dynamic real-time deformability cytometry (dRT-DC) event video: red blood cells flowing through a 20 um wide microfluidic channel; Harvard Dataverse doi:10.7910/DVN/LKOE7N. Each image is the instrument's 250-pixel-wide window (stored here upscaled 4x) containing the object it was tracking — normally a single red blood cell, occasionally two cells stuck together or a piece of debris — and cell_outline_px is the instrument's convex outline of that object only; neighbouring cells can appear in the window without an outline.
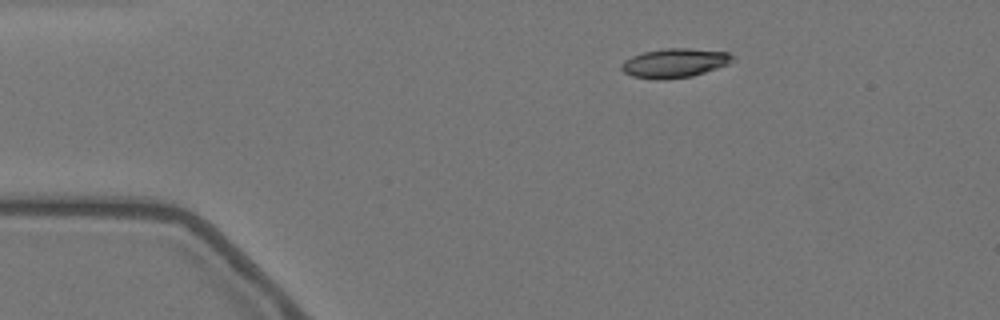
{"species": "Egyptian fruit bat (a non-hibernating species)", "species_latin": "Rousettus aegyptiacus", "temperature_condition": "warm", "stored_images_in_passage": 7, "camera_frame_rate_fps": 3000, "um_per_image_px": 0.085, "animal": {"sex": "female"}, "frame": {"image": 1, "passage_image": 1, "time_ms": 0.0, "image_size_px": [1000, 320], "cell_outline_px": [[732, 60], [728, 64], [692, 76], [632, 76], [624, 72], [620, 68], [620, 64], [624, 60], [632, 56], [644, 52], [664, 48], [688, 48], [728, 52], [732, 56]], "centroid_in_image_um": [57.35, 5.29], "position_along_channel_um": 27.7, "area_um2": 17.86}}